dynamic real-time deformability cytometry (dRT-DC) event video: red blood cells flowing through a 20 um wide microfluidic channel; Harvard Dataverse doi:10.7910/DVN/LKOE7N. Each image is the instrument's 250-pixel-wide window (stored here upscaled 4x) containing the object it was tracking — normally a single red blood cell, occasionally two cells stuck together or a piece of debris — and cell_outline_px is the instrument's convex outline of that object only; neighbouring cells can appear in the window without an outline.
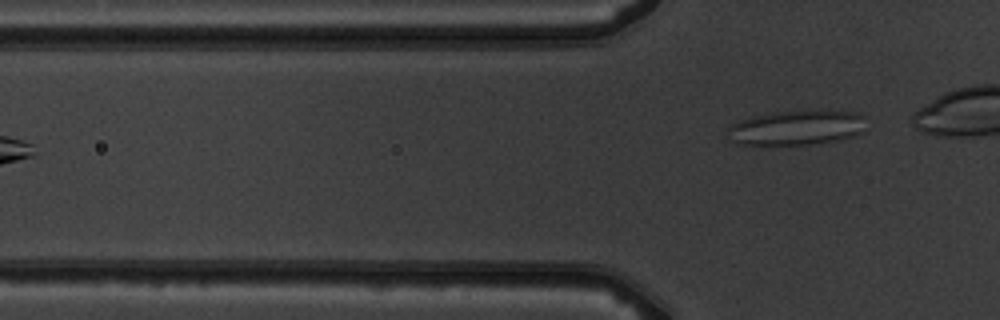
{"species": "common noctule bat (a hibernating species)", "species_latin": "Nyctalus noctula", "temperature_condition": "warm", "stored_images_in_passage": 7, "camera_frame_rate_fps": 3000, "um_per_image_px": 0.085, "animal": {"sex": "male", "body_mass_g": 19.5, "forearm_length_mm": 54.6}, "frame": {"image": 1, "passage_image": 7, "time_ms": 7.0, "image_size_px": [1000, 320], "cell_outline_px": [[864, 132], [844, 140], [820, 144], [740, 144], [732, 140], [728, 128], [732, 124], [740, 120], [752, 116], [772, 112], [856, 112], [864, 116]], "centroid_in_image_um": [67.77, 10.88], "position_along_channel_um": 58.0, "area_um2": 27.63}}